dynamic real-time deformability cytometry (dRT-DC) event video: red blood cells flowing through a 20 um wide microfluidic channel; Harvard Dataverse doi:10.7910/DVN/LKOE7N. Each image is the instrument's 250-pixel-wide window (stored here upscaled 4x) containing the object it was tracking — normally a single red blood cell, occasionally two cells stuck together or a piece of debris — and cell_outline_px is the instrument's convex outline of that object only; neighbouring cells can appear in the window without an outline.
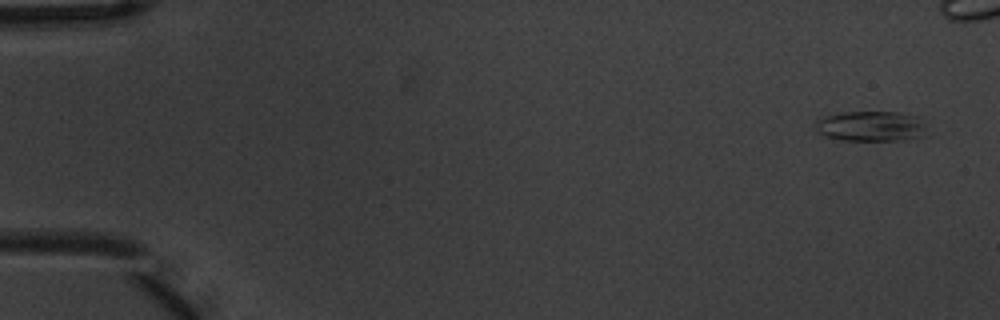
{"species": "common noctule bat (a hibernating species)", "species_latin": "Nyctalus noctula", "temperature_condition": "warm", "stored_images_in_passage": 6, "camera_frame_rate_fps": 3000, "um_per_image_px": 0.085, "animal": {"sex": "male", "body_mass_g": 20.1, "forearm_length_mm": 53.5}, "frame": {"image": 1, "passage_image": 1, "time_ms": 0.0, "image_size_px": [1000, 320], "cell_outline_px": [[928, 136], [904, 140], [840, 140], [824, 136], [816, 128], [816, 120], [824, 116], [840, 112], [900, 112], [924, 116]], "centroid_in_image_um": [74.15, 10.72], "position_along_channel_um": 10.8, "area_um2": 20.29}}
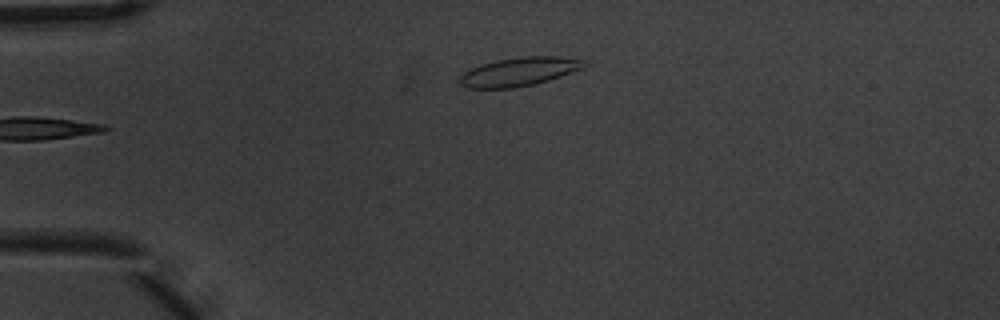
{"frame": {"image": 2, "passage_image": 6, "time_ms": 1.667, "image_size_px": [1000, 320], "cell_outline_px": [[588, 64], [580, 68], [560, 76], [548, 80], [532, 84], [512, 88], [468, 88], [460, 84], [460, 76], [464, 72], [472, 68], [496, 60], [524, 56], [560, 56], [584, 60]], "centroid_in_image_um": [44.12, 6.08], "position_along_channel_um": 40.9, "area_um2": 20.4}}